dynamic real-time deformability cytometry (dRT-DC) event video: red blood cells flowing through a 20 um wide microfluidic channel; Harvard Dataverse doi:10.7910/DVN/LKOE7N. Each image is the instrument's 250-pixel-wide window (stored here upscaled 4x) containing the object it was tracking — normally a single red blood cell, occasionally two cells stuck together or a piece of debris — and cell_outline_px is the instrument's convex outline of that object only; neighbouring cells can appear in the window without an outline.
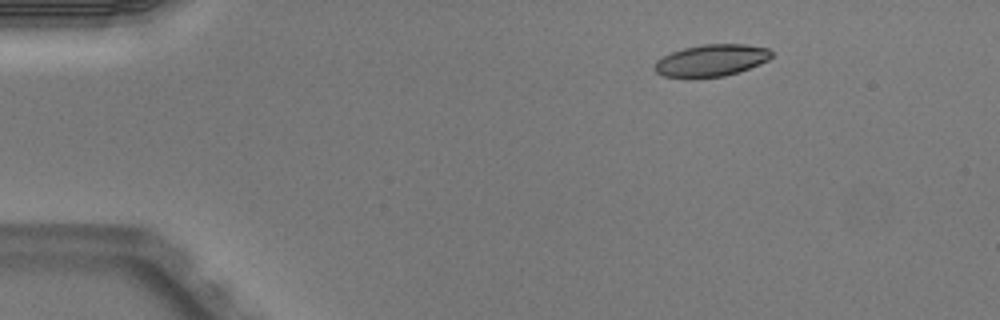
{"species": "Egyptian fruit bat (a non-hibernating species)", "species_latin": "Rousettus aegyptiacus", "temperature_condition": "warm", "stored_images_in_passage": 3, "camera_frame_rate_fps": 3000, "um_per_image_px": 0.085, "animal": {"sex": "male"}, "frame": {"image": 1, "passage_image": 1, "time_ms": 0.0, "image_size_px": [1000, 320], "cell_outline_px": [[772, 56], [768, 60], [760, 64], [724, 76], [664, 76], [656, 72], [652, 68], [656, 60], [672, 52], [684, 48], [704, 44], [744, 44], [768, 48], [772, 52]], "centroid_in_image_um": [60.47, 5.11], "position_along_channel_um": 24.5, "area_um2": 21.27}}